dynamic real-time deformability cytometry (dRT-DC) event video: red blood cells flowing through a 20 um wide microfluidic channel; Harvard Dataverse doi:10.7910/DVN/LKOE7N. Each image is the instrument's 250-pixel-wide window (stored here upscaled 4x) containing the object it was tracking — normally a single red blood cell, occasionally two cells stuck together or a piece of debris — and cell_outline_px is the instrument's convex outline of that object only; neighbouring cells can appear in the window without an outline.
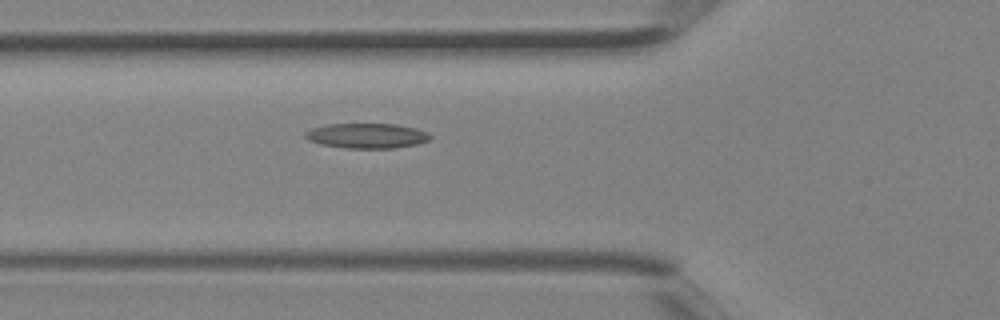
{"species": "Egyptian fruit bat (a non-hibernating species)", "species_latin": "Rousettus aegyptiacus", "temperature_condition": "room temperature", "stored_images_in_passage": 4, "camera_frame_rate_fps": 3000, "um_per_image_px": 0.085, "animal": {"sex": "female"}, "frame": {"image": 1, "passage_image": 4, "time_ms": 1.0, "image_size_px": [1000, 320], "cell_outline_px": [[432, 136], [428, 140], [416, 144], [396, 148], [344, 148], [320, 144], [308, 140], [304, 136], [304, 132], [312, 128], [328, 124], [396, 124], [416, 128], [428, 132]], "centroid_in_image_um": [31.17, 11.54], "position_along_channel_um": 94.6, "area_um2": 18.26}}